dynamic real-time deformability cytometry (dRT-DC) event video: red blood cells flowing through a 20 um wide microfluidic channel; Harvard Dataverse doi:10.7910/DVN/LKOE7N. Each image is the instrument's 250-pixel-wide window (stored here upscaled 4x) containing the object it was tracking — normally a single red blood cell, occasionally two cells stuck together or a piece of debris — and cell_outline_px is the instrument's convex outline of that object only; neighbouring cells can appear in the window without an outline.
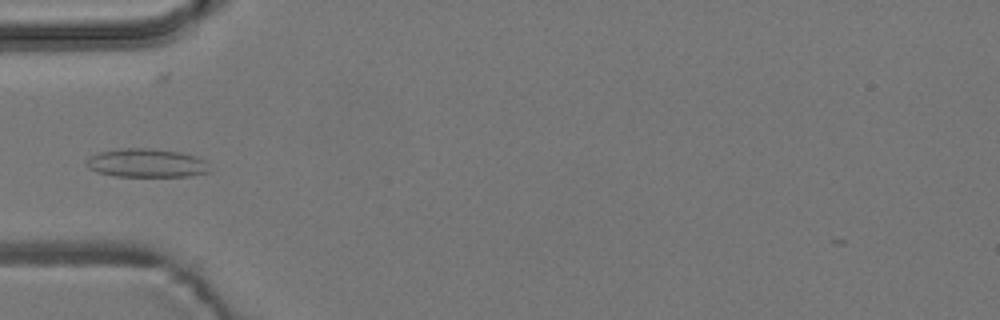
{"species": "common noctule bat (a hibernating species)", "species_latin": "Nyctalus noctula", "temperature_condition": "room temperature", "stored_images_in_passage": 5, "camera_frame_rate_fps": 3000, "um_per_image_px": 0.085, "animal": {"sex": "male", "body_mass_g": 19.2, "forearm_length_mm": 51.8}, "frame": {"image": 1, "passage_image": 5, "time_ms": 5.0, "image_size_px": [1000, 320], "cell_outline_px": [[208, 172], [188, 176], [116, 176], [96, 172], [88, 168], [84, 164], [88, 156], [100, 152], [124, 148], [152, 148], [180, 152], [204, 160]], "centroid_in_image_um": [12.35, 13.85], "position_along_channel_um": 72.6, "area_um2": 20.35}}